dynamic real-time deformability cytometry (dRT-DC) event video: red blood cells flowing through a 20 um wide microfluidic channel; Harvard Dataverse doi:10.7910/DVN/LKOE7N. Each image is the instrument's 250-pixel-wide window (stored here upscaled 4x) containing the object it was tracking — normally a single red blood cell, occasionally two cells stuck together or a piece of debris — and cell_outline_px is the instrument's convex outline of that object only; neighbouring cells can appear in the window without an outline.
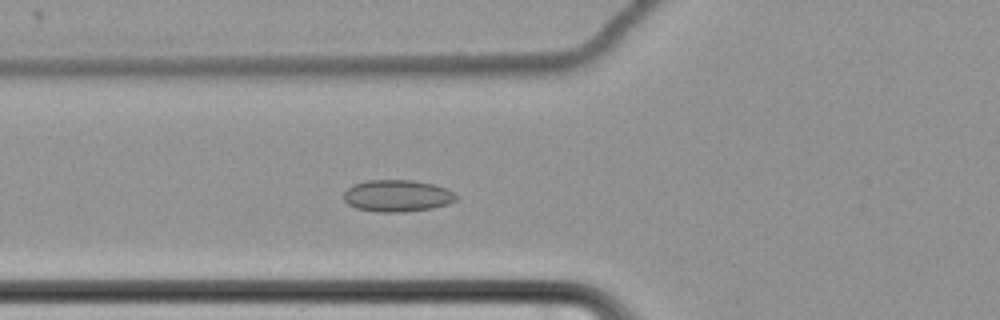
{"species": "common noctule bat (a hibernating species)", "species_latin": "Nyctalus noctula", "temperature_condition": "cold", "stored_images_in_passage": 57, "camera_frame_rate_fps": 3000, "um_per_image_px": 0.085, "animal": {"sex": "female", "body_mass_g": 22.7, "forearm_length_mm": 54.2}, "frame": {"image": 1, "passage_image": 19, "time_ms": 6.0, "image_size_px": [1000, 320], "cell_outline_px": [[456, 200], [448, 204], [432, 208], [400, 212], [376, 212], [356, 208], [348, 204], [344, 200], [344, 192], [348, 188], [356, 184], [368, 180], [412, 180], [432, 184], [448, 188], [456, 196]], "centroid_in_image_um": [33.76, 16.64], "position_along_channel_um": 92.0, "area_um2": 20.75}}
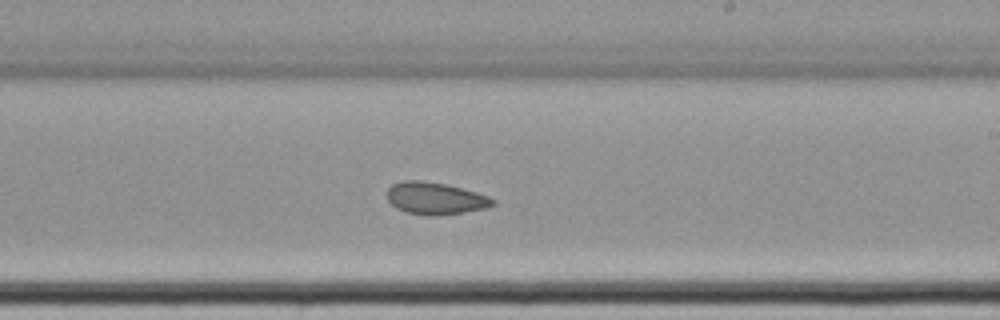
{"frame": {"image": 2, "passage_image": 33, "time_ms": 10.667, "image_size_px": [1000, 320], "cell_outline_px": [[496, 204], [488, 208], [464, 212], [436, 216], [428, 216], [408, 212], [396, 208], [388, 200], [388, 188], [392, 184], [404, 180], [420, 180], [444, 184], [476, 192], [488, 196], [496, 200]], "centroid_in_image_um": [37.02, 16.87], "position_along_channel_um": 252.0, "area_um2": 19.77}}
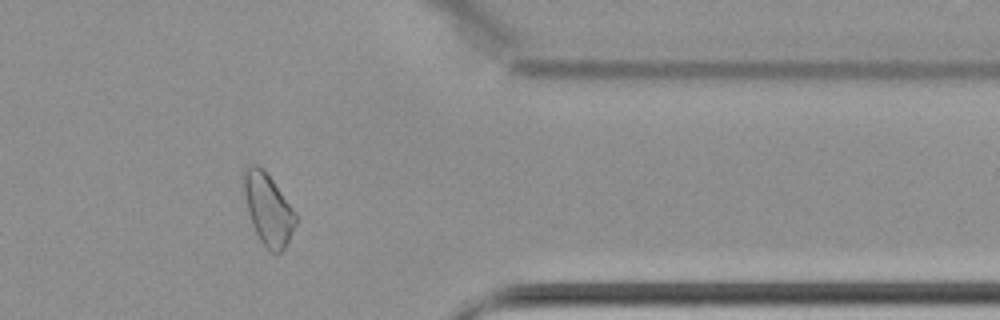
{"frame": {"image": 3, "passage_image": 46, "time_ms": 15.0, "image_size_px": [1000, 320], "cell_outline_px": [[296, 224], [284, 248], [280, 252], [272, 252], [260, 240], [252, 224], [248, 212], [244, 192], [244, 172], [252, 164], [256, 164], [272, 180], [296, 212]], "centroid_in_image_um": [22.8, 17.8], "position_along_channel_um": 388.6, "area_um2": 20.81}, "authors_computed_cell_mechanics": {"area_um2": 20.9814, "velocity_mm_per_s": 3.4361, "shape_relaxation_time_tau1_ms": null, "shape_relaxation_time_tau2_ms": 7.3184, "deformation_change_tau1": null, "deformation_change_tau2": 0.0913}}